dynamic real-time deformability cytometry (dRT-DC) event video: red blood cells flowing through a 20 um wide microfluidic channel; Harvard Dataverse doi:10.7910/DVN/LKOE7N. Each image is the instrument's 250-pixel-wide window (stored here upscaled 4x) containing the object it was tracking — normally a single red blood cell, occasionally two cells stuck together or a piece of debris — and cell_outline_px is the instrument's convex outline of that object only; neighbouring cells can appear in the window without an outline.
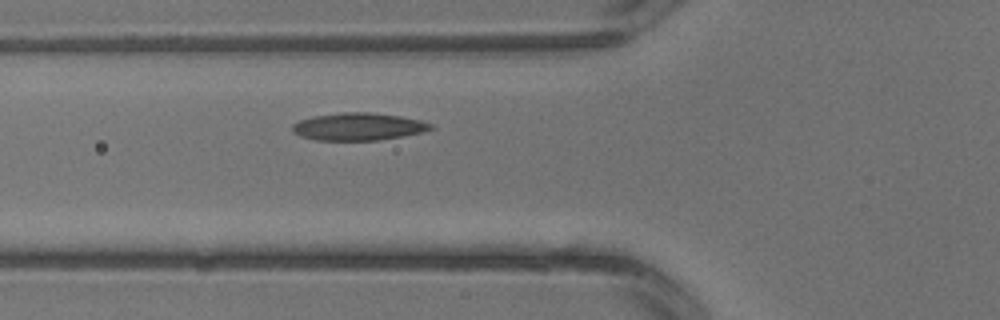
{"species": "common noctule bat (a hibernating species)", "species_latin": "Nyctalus noctula", "temperature_condition": "warm", "stored_images_in_passage": 4, "segment_of_instrument_passage": [1, 2], "camera_frame_rate_fps": 3000, "um_per_image_px": 0.085, "animal": {"sex": "male", "body_mass_g": 13.3}, "frame": {"image": 1, "passage_image": 3, "time_ms": 0.667, "image_size_px": [1000, 320], "cell_outline_px": [[436, 128], [424, 132], [404, 136], [380, 140], [316, 140], [300, 136], [292, 132], [292, 124], [300, 120], [312, 116], [344, 112], [372, 112], [400, 116], [420, 120], [432, 124]], "centroid_in_image_um": [30.48, 10.76], "position_along_channel_um": 95.3, "area_um2": 22.37}}